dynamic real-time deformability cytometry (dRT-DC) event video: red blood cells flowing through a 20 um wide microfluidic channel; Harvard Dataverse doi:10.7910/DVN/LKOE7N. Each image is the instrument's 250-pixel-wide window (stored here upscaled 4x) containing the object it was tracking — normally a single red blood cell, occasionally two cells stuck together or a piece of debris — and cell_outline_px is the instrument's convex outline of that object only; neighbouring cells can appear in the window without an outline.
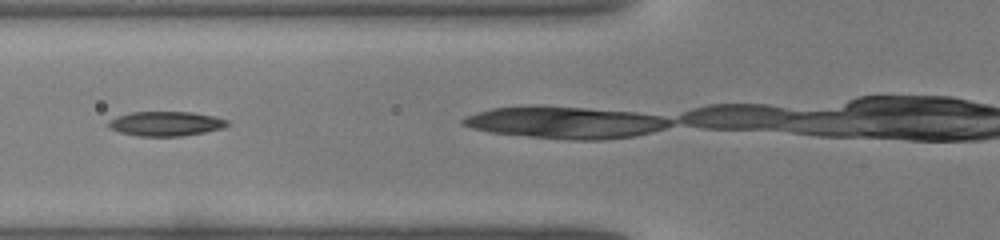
{"species": "common noctule bat (a hibernating species)", "species_latin": "Nyctalus noctula", "temperature_condition": "warm", "stored_images_in_passage": 21, "camera_frame_rate_fps": 3000, "um_per_image_px": 0.085, "animal": {"sex": "male", "body_mass_g": 19.0, "forearm_length_mm": 50.8}, "frame": {"image": 1, "passage_image": 4, "time_ms": 1.0, "image_size_px": [1000, 240], "cell_outline_px": [[228, 124], [224, 128], [204, 132], [180, 136], [136, 136], [120, 132], [108, 128], [108, 120], [132, 112], [192, 112], [212, 116], [228, 120]], "centroid_in_image_um": [14.08, 10.52], "position_along_channel_um": 111.7, "area_um2": 16.88}}